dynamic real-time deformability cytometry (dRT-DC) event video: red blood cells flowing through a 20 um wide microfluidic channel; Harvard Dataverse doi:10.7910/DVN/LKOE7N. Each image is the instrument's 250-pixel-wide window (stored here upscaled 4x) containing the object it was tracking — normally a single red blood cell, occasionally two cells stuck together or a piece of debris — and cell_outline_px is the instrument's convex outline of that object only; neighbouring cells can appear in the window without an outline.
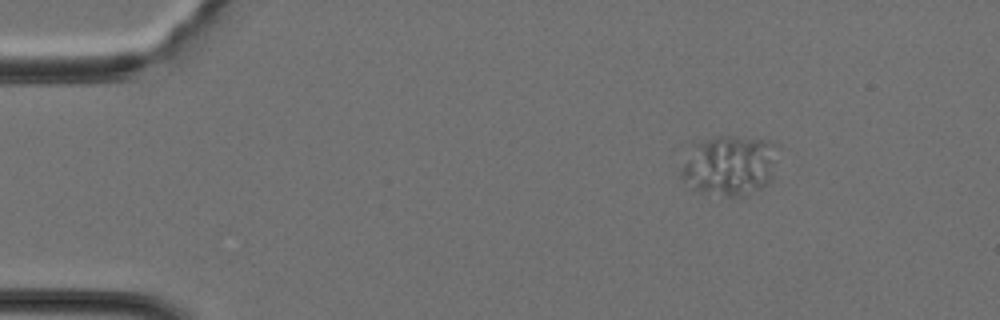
{"species": "Egyptian fruit bat (a non-hibernating species)", "species_latin": "Rousettus aegyptiacus", "temperature_condition": "cold", "stored_images_in_passage": 32, "camera_frame_rate_fps": 3000, "um_per_image_px": 0.085, "animal": {"sex": "female"}, "frame": {"image": 1, "passage_image": 1, "time_ms": 0.0, "image_size_px": [1000, 320], "cell_outline_px": [[776, 144], [772, 180], [760, 188], [744, 196], [724, 196], [692, 192], [680, 176], [680, 168], [692, 144], [716, 136], [736, 136], [768, 140]], "centroid_in_image_um": [61.94, 14.08], "position_along_channel_um": 23.1, "area_um2": 34.39}}
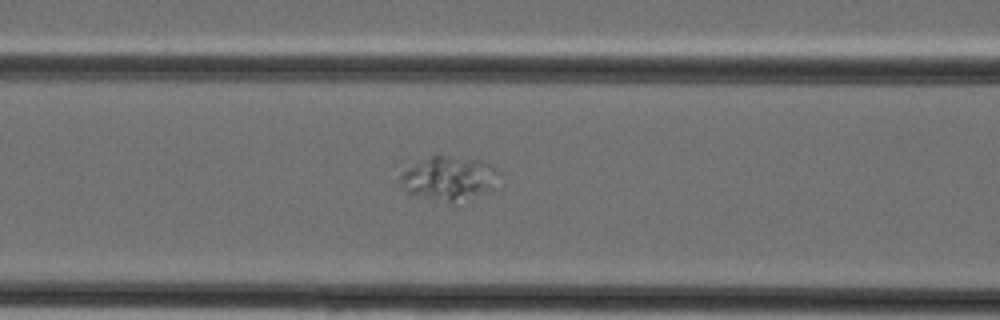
{"frame": {"image": 2, "passage_image": 12, "time_ms": 3.667, "image_size_px": [1000, 320], "cell_outline_px": [[500, 172], [492, 188], [452, 200], [448, 200], [408, 196], [396, 180], [404, 172], [416, 164], [436, 152], [480, 160], [496, 168]], "centroid_in_image_um": [38.06, 15.08], "position_along_channel_um": 128.5, "area_um2": 24.74}}
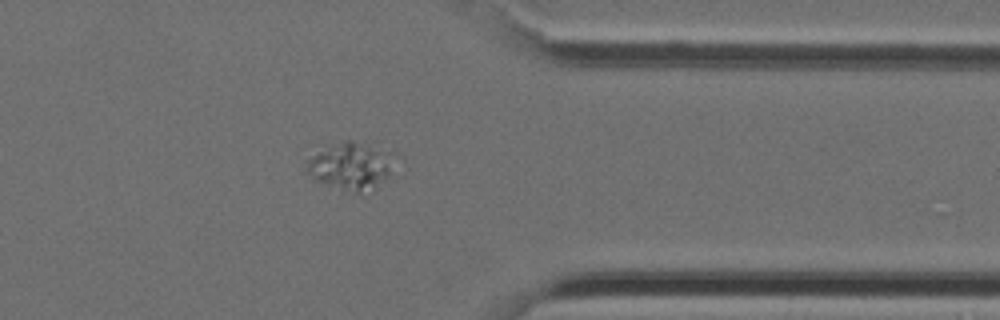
{"frame": {"image": 3, "passage_image": 28, "time_ms": 9.0, "image_size_px": [1000, 320], "cell_outline_px": [[392, 152], [388, 176], [360, 192], [356, 192], [340, 188], [316, 180], [304, 168], [308, 160], [312, 156], [344, 140], [376, 140]], "centroid_in_image_um": [29.86, 13.99], "position_along_channel_um": 381.5, "area_um2": 23.7}}